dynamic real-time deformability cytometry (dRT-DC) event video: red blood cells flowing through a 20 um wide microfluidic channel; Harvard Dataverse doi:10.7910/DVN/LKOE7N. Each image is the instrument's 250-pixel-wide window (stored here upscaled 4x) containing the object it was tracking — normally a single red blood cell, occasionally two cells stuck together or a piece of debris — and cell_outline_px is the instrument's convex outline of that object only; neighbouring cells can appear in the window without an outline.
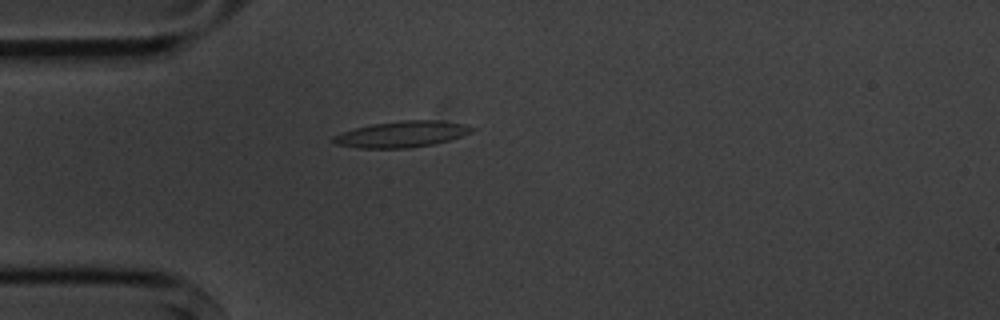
{"species": "common noctule bat (a hibernating species)", "species_latin": "Nyctalus noctula", "temperature_condition": "cold", "stored_images_in_passage": 5, "camera_frame_rate_fps": 3000, "um_per_image_px": 0.085, "animal": {"sex": "male", "body_mass_g": 20.1, "forearm_length_mm": 53.5}, "frame": {"image": 1, "passage_image": 4, "time_ms": 3.333, "image_size_px": [1000, 320], "cell_outline_px": [[476, 128], [472, 132], [448, 140], [432, 144], [408, 148], [360, 148], [336, 144], [332, 140], [332, 136], [356, 128], [372, 124], [404, 120], [440, 120], [464, 124]], "centroid_in_image_um": [34.17, 11.4], "position_along_channel_um": 50.8, "area_um2": 20.87}}